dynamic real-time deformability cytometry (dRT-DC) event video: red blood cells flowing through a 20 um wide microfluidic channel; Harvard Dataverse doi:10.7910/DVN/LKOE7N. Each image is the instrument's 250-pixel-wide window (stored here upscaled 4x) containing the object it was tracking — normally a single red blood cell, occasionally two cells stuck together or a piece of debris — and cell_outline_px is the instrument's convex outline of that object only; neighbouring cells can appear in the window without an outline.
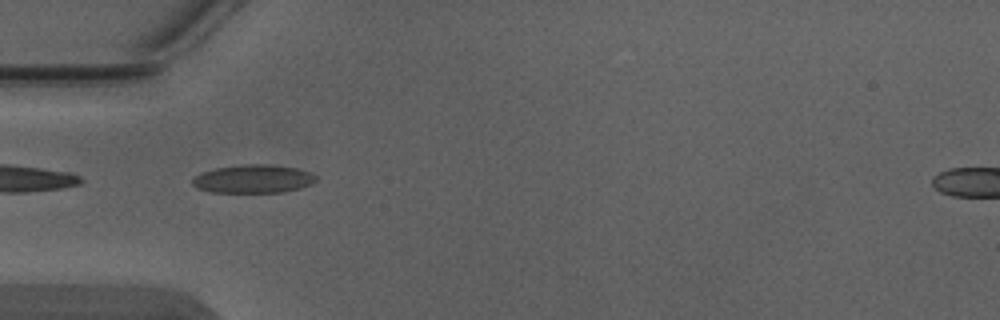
{"species": "Egyptian fruit bat (a non-hibernating species)", "species_latin": "Rousettus aegyptiacus", "temperature_condition": "warm", "stored_images_in_passage": 4, "camera_frame_rate_fps": 3000, "um_per_image_px": 0.085, "animal": {"sex": "male"}, "frame": {"image": 1, "passage_image": 3, "time_ms": 0.667, "image_size_px": [1000, 320], "cell_outline_px": [[316, 180], [312, 184], [300, 188], [284, 192], [212, 192], [200, 188], [192, 184], [192, 180], [196, 176], [204, 172], [216, 168], [244, 164], [268, 164], [296, 168], [312, 172], [316, 176]], "centroid_in_image_um": [21.59, 15.2], "position_along_channel_um": 63.4, "area_um2": 20.23}}
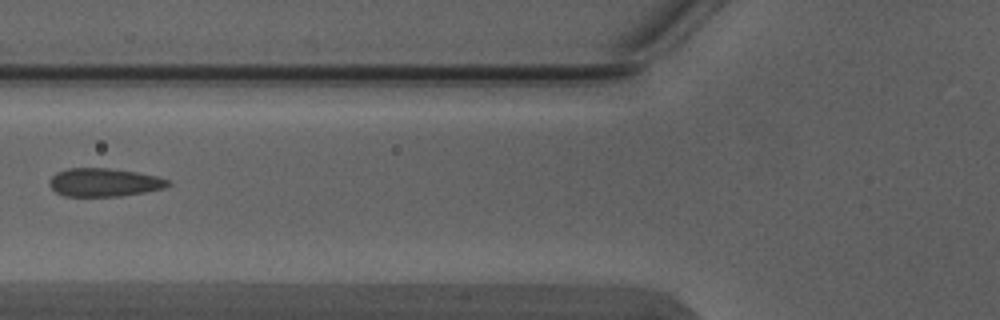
{"frame": {"image": 2, "passage_image": 4, "time_ms": 1.0, "image_size_px": [1000, 320], "cell_outline_px": [[172, 184], [164, 188], [144, 192], [120, 196], [64, 196], [56, 192], [48, 184], [52, 176], [56, 172], [68, 168], [112, 168], [136, 172], [156, 176], [172, 180]], "centroid_in_image_um": [8.87, 15.5], "position_along_channel_um": 116.9, "area_um2": 19.65}}